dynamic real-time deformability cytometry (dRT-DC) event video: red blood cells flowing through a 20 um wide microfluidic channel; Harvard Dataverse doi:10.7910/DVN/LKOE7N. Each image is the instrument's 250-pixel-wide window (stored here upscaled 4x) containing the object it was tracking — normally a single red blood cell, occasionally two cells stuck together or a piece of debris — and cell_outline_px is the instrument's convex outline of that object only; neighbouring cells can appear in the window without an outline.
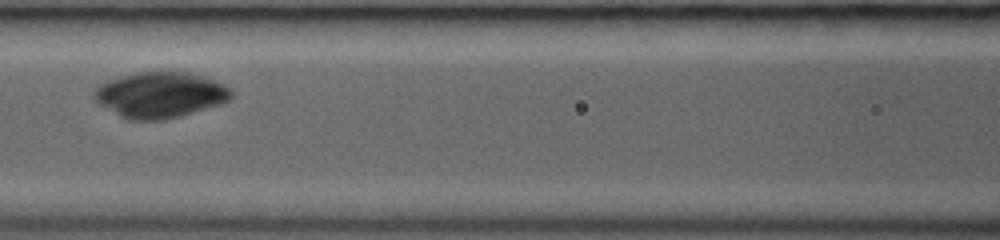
{"species": "common noctule bat (a hibernating species)", "species_latin": "Nyctalus noctula", "temperature_condition": "room temperature", "stored_images_in_passage": 15, "camera_frame_rate_fps": 3000, "um_per_image_px": 0.085, "animal": {"sex": "female", "body_mass_g": 19.0, "forearm_length_mm": 53.3}, "frame": {"image": 1, "passage_image": 10, "time_ms": 2.333, "image_size_px": [1000, 240], "cell_outline_px": [[232, 96], [228, 100], [220, 104], [180, 116], [164, 120], [128, 120], [120, 116], [100, 104], [96, 100], [92, 92], [100, 84], [136, 72], [188, 72], [212, 80], [228, 88], [232, 92]], "centroid_in_image_um": [13.59, 8.08], "position_along_channel_um": 153.0, "area_um2": 35.89}}
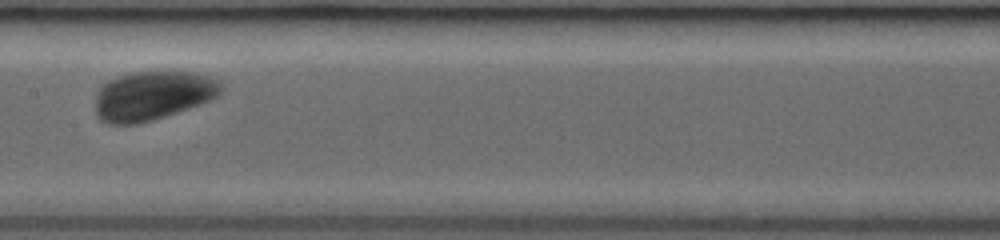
{"frame": {"image": 2, "passage_image": 14, "time_ms": 3.333, "image_size_px": [1000, 240], "cell_outline_px": [[224, 88], [216, 96], [200, 104], [152, 120], [136, 124], [108, 124], [100, 120], [96, 116], [96, 92], [100, 84], [108, 80], [132, 72], [192, 72], [208, 76], [220, 80]], "centroid_in_image_um": [12.93, 8.12], "position_along_channel_um": 194.5, "area_um2": 35.95}}